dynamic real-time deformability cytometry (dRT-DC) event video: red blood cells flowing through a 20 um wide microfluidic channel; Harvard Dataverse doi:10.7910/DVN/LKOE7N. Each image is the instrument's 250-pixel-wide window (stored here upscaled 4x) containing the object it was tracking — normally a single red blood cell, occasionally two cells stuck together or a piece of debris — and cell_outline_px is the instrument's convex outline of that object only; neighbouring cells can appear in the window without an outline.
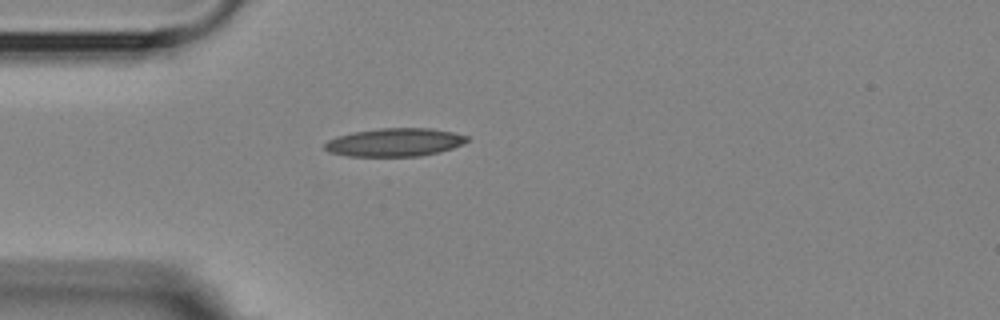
{"species": "Egyptian fruit bat (a non-hibernating species)", "species_latin": "Rousettus aegyptiacus", "temperature_condition": "room temperature", "stored_images_in_passage": 1, "camera_frame_rate_fps": 3000, "um_per_image_px": 0.085, "animal": {"sex": "female"}, "frame": {"image": 1, "passage_image": 1, "time_ms": 0.0, "image_size_px": [1000, 320], "cell_outline_px": [[468, 140], [464, 144], [440, 152], [420, 156], [348, 156], [328, 152], [324, 148], [324, 144], [328, 140], [336, 136], [352, 132], [380, 128], [432, 128], [452, 132], [468, 136]], "centroid_in_image_um": [33.54, 12.09], "position_along_channel_um": 51.5, "area_um2": 23.52}}